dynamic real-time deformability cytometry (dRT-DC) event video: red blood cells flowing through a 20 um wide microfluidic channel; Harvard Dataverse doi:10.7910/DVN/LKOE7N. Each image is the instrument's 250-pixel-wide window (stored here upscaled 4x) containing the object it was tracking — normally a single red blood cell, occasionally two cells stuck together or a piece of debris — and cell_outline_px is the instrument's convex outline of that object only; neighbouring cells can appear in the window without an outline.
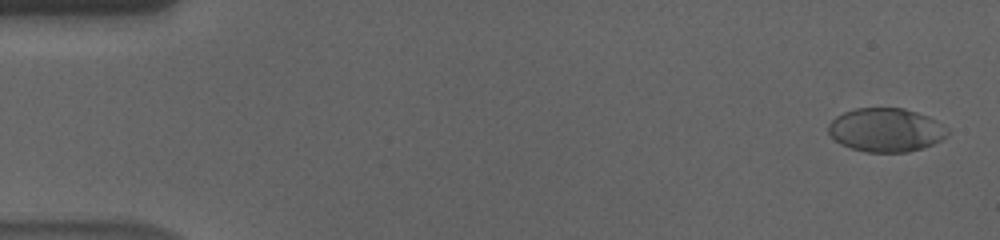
{"species": "human", "species_latin": "Homo sapiens", "temperature_condition": "cold", "stored_images_in_passage": 58, "camera_frame_rate_fps": 3000, "um_per_image_px": 0.085, "donor": {"sex": "male"}, "frame": {"image": 1, "passage_image": 2, "time_ms": 0.333, "image_size_px": [1000, 240], "cell_outline_px": [[948, 132], [940, 140], [924, 148], [908, 152], [864, 152], [840, 144], [828, 132], [828, 124], [836, 116], [844, 112], [856, 108], [904, 108], [928, 116], [936, 120], [948, 128]], "centroid_in_image_um": [75.29, 11.05], "position_along_channel_um": 9.7, "area_um2": 30.29}}
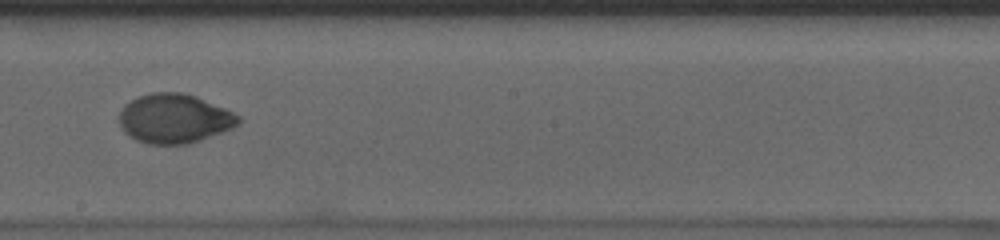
{"frame": {"image": 2, "passage_image": 33, "time_ms": 10.667, "image_size_px": [1000, 240], "cell_outline_px": [[240, 124], [232, 128], [200, 140], [188, 144], [148, 144], [136, 140], [128, 136], [124, 132], [120, 124], [120, 112], [124, 104], [140, 96], [152, 92], [180, 92], [196, 96], [224, 108], [240, 116]], "centroid_in_image_um": [14.81, 10.08], "position_along_channel_um": 233.4, "area_um2": 34.16}}
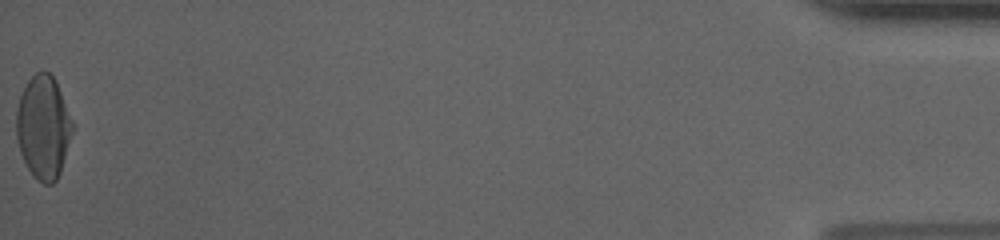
{"frame": {"image": 3, "passage_image": 58, "time_ms": 19.0, "image_size_px": [1000, 240], "cell_outline_px": [[72, 132], [60, 172], [56, 180], [52, 184], [44, 184], [36, 180], [28, 168], [20, 152], [16, 136], [16, 112], [20, 96], [28, 80], [36, 72], [44, 68], [56, 80], [72, 120]], "centroid_in_image_um": [3.67, 10.79], "position_along_channel_um": 431.5, "area_um2": 33.64}, "authors_computed_cell_mechanics": {"area_um2": 33.4662, "velocity_mm_per_s": 3.5608, "shape_relaxation_time_tau1_ms": 5.5064, "shape_relaxation_time_tau2_ms": 0.9177, "deformation_change_tau1": 0.1719, "deformation_change_tau2": 0.0308}}